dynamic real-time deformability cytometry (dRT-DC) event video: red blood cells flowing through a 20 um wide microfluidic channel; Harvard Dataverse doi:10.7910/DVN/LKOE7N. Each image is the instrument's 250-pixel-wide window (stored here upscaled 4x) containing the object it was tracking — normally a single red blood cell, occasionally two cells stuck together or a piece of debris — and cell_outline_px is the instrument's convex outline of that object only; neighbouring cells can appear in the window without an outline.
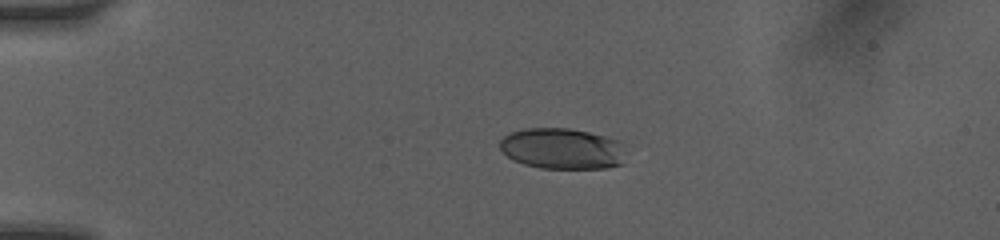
{"species": "human", "species_latin": "Homo sapiens", "temperature_condition": "room temperature", "stored_images_in_passage": 8, "camera_frame_rate_fps": 3000, "um_per_image_px": 0.085, "donor": {"sex": "female"}, "frame": {"image": 1, "passage_image": 5, "time_ms": 4.0, "image_size_px": [1000, 240], "cell_outline_px": [[624, 164], [608, 168], [540, 168], [524, 164], [512, 160], [500, 148], [500, 140], [508, 132], [524, 128], [568, 128], [588, 132], [620, 140]], "centroid_in_image_um": [47.76, 12.63], "position_along_channel_um": 37.2, "area_um2": 30.11}}
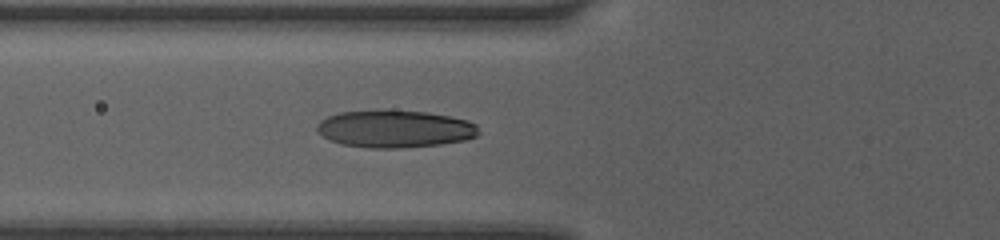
{"frame": {"image": 2, "passage_image": 8, "time_ms": 6.667, "image_size_px": [1000, 240], "cell_outline_px": [[480, 132], [476, 136], [464, 140], [440, 144], [400, 148], [368, 148], [340, 144], [324, 136], [316, 128], [316, 124], [320, 120], [328, 116], [340, 112], [428, 112], [452, 116], [468, 120], [476, 124]], "centroid_in_image_um": [33.6, 10.98], "position_along_channel_um": 92.2, "area_um2": 34.62}}